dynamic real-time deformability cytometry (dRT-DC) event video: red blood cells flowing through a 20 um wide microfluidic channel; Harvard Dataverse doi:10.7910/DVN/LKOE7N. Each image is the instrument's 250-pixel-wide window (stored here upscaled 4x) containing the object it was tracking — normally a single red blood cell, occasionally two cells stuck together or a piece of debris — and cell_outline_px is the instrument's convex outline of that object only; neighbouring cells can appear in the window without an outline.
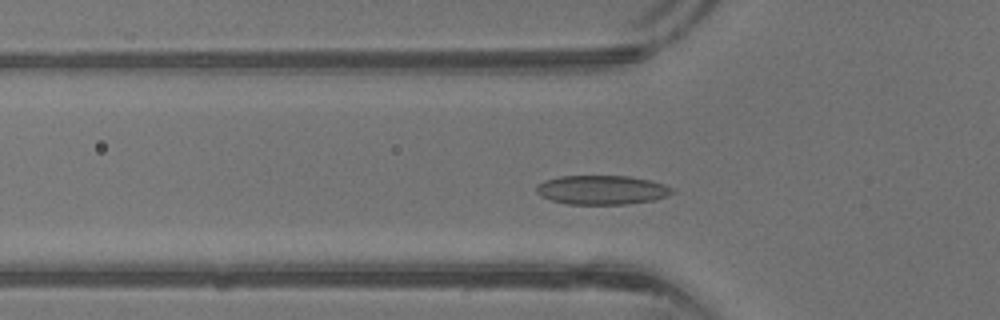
{"species": "common noctule bat (a hibernating species)", "species_latin": "Nyctalus noctula", "temperature_condition": "warm", "stored_images_in_passage": 40, "camera_frame_rate_fps": 3000, "um_per_image_px": 0.085, "animal": {"sex": "male", "body_mass_g": 13.3}, "frame": {"image": 1, "passage_image": 11, "time_ms": 3.333, "image_size_px": [1000, 320], "cell_outline_px": [[676, 192], [668, 196], [656, 200], [628, 204], [568, 204], [552, 200], [540, 196], [536, 192], [536, 188], [544, 180], [560, 176], [628, 176], [648, 180], [664, 184], [672, 188]], "centroid_in_image_um": [51.19, 16.15], "position_along_channel_um": 74.6, "area_um2": 23.12}}
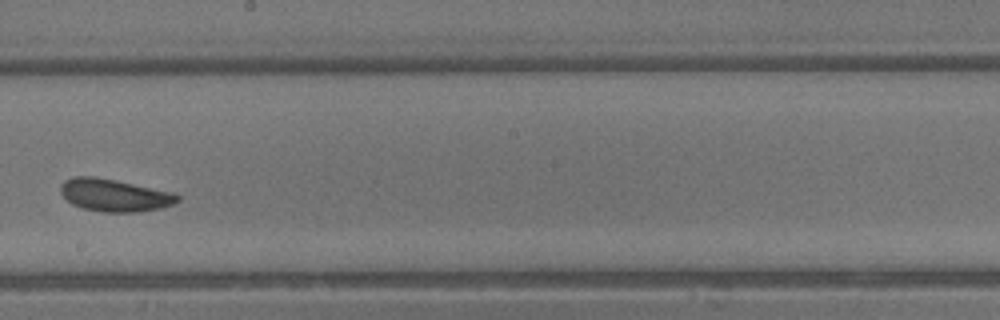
{"frame": {"image": 2, "passage_image": 21, "time_ms": 6.667, "image_size_px": [1000, 320], "cell_outline_px": [[180, 200], [164, 208], [140, 212], [104, 212], [84, 208], [72, 204], [60, 192], [60, 184], [64, 180], [76, 176], [92, 176], [116, 180], [176, 192], [180, 196]], "centroid_in_image_um": [9.78, 16.59], "position_along_channel_um": 238.4, "area_um2": 22.37}}
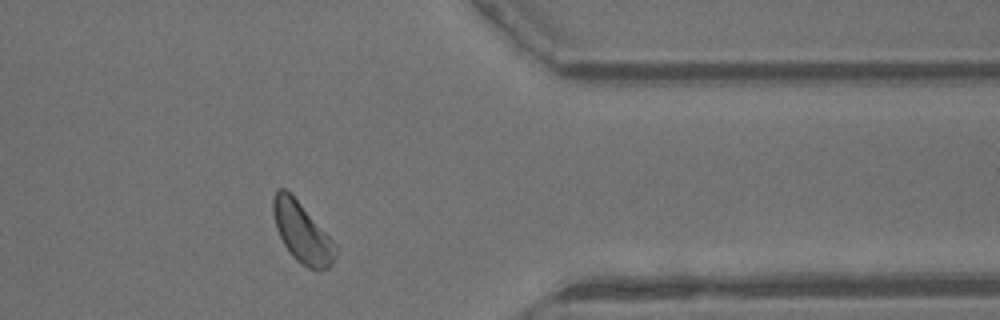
{"frame": {"image": 3, "passage_image": 31, "time_ms": 10.0, "image_size_px": [1000, 320], "cell_outline_px": [[340, 248], [332, 264], [328, 268], [320, 272], [308, 268], [300, 264], [292, 256], [284, 244], [276, 228], [272, 212], [272, 200], [276, 188], [284, 188], [300, 204]], "centroid_in_image_um": [25.69, 19.82], "position_along_channel_um": 385.7, "area_um2": 21.91}, "authors_computed_cell_mechanics": {"area_um2": 21.8484, "velocity_mm_per_s": 4.9014, "shape_relaxation_time_tau1_ms": 5.6993, "shape_relaxation_time_tau2_ms": 3.0269, "deformation_change_tau1": 0.1431, "deformation_change_tau2": 0.1063}}